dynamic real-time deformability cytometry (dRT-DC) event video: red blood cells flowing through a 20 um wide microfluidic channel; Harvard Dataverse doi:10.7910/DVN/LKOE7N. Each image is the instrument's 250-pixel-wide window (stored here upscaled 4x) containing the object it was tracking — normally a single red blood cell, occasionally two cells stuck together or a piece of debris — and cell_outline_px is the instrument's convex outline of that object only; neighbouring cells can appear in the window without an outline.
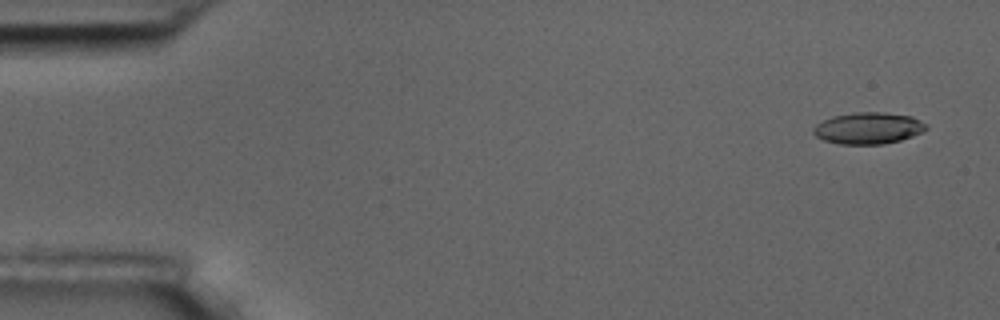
{"species": "common noctule bat (a hibernating species)", "species_latin": "Nyctalus noctula", "temperature_condition": "room temperature", "stored_images_in_passage": 5, "camera_frame_rate_fps": 3000, "um_per_image_px": 0.085, "animal": {"sex": "male", "body_mass_g": 17.5, "forearm_length_mm": 52.3}, "frame": {"image": 1, "passage_image": 1, "time_ms": 0.0, "image_size_px": [1000, 320], "cell_outline_px": [[928, 128], [912, 136], [900, 140], [884, 144], [840, 144], [824, 140], [816, 136], [812, 132], [812, 128], [816, 124], [832, 116], [856, 112], [884, 112], [912, 116], [928, 124]], "centroid_in_image_um": [73.8, 10.89], "position_along_channel_um": 11.2, "area_um2": 20.81}}
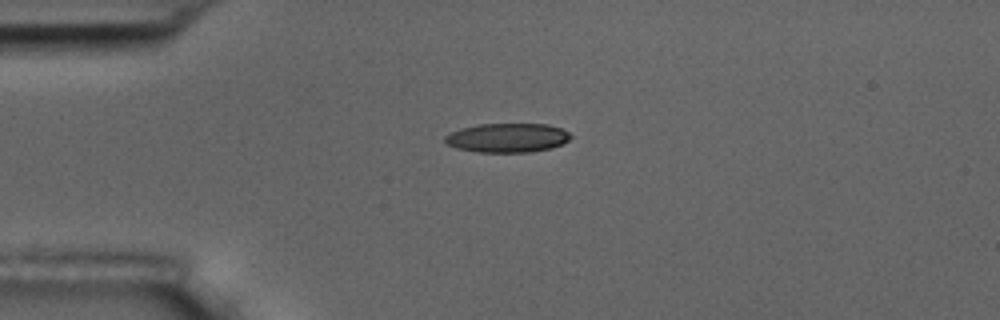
{"frame": {"image": 2, "passage_image": 4, "time_ms": 3.667, "image_size_px": [1000, 320], "cell_outline_px": [[572, 136], [568, 140], [552, 148], [532, 152], [480, 152], [456, 148], [444, 144], [444, 136], [460, 128], [480, 124], [548, 124], [560, 128], [568, 132]], "centroid_in_image_um": [43.1, 11.71], "position_along_channel_um": 41.9, "area_um2": 21.39}}